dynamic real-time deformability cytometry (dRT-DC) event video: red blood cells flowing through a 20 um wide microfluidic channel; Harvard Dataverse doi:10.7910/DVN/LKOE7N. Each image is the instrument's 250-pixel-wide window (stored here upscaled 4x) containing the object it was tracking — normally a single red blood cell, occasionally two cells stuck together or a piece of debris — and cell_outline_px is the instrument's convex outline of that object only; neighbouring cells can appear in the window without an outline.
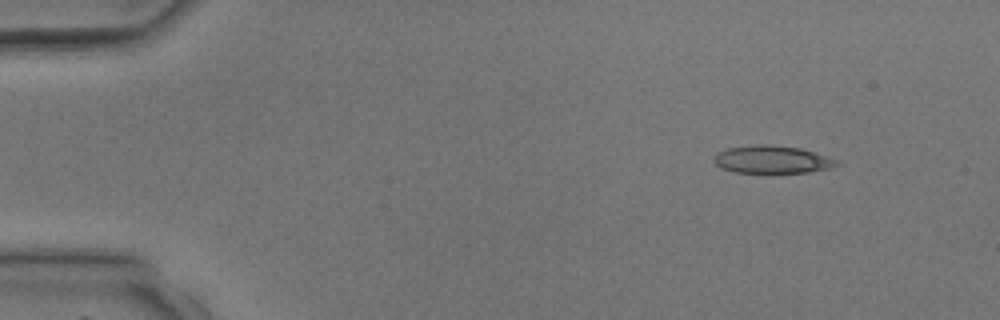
{"species": "common noctule bat (a hibernating species)", "species_latin": "Nyctalus noctula", "temperature_condition": "room temperature", "stored_images_in_passage": 36, "camera_frame_rate_fps": 3000, "um_per_image_px": 0.085, "animal": {"sex": "male", "body_mass_g": 17.9, "forearm_length_mm": 54.2}, "frame": {"image": 1, "passage_image": 1, "time_ms": 0.0, "image_size_px": [1000, 320], "cell_outline_px": [[844, 160], [840, 164], [832, 168], [808, 172], [736, 172], [720, 168], [712, 160], [712, 156], [716, 152], [728, 148], [760, 144], [768, 144], [800, 148]], "centroid_in_image_um": [65.68, 13.55], "position_along_channel_um": 19.3, "area_um2": 20.11}}
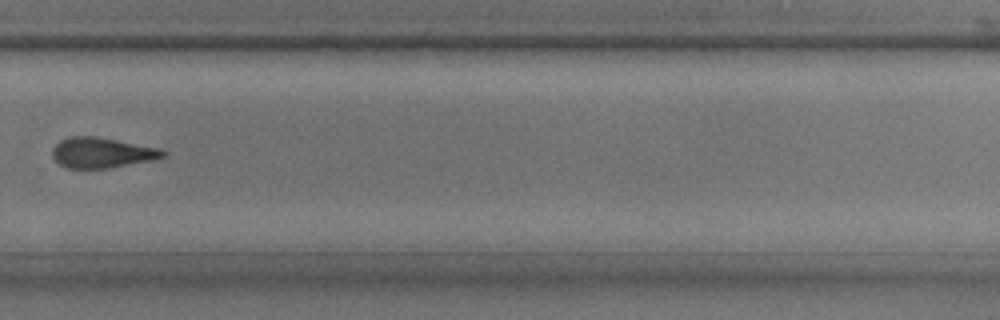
{"frame": {"image": 2, "passage_image": 24, "time_ms": 7.667, "image_size_px": [1000, 320], "cell_outline_px": [[168, 152], [164, 156], [152, 160], [108, 168], [68, 168], [60, 164], [52, 156], [52, 148], [60, 140], [68, 136], [96, 136], [160, 148]], "centroid_in_image_um": [8.65, 12.97], "position_along_channel_um": 321.2, "area_um2": 19.54}}
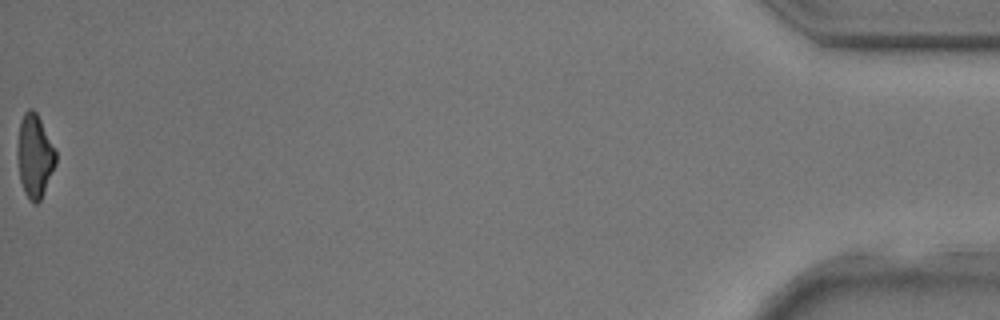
{"frame": {"image": 3, "passage_image": 36, "time_ms": 11.667, "image_size_px": [1000, 320], "cell_outline_px": [[56, 164], [44, 192], [40, 200], [36, 204], [32, 204], [24, 192], [20, 180], [16, 156], [16, 148], [20, 120], [24, 112], [28, 108], [32, 108], [36, 112], [56, 152]], "centroid_in_image_um": [2.91, 13.27], "position_along_channel_um": 432.3, "area_um2": 18.73}}